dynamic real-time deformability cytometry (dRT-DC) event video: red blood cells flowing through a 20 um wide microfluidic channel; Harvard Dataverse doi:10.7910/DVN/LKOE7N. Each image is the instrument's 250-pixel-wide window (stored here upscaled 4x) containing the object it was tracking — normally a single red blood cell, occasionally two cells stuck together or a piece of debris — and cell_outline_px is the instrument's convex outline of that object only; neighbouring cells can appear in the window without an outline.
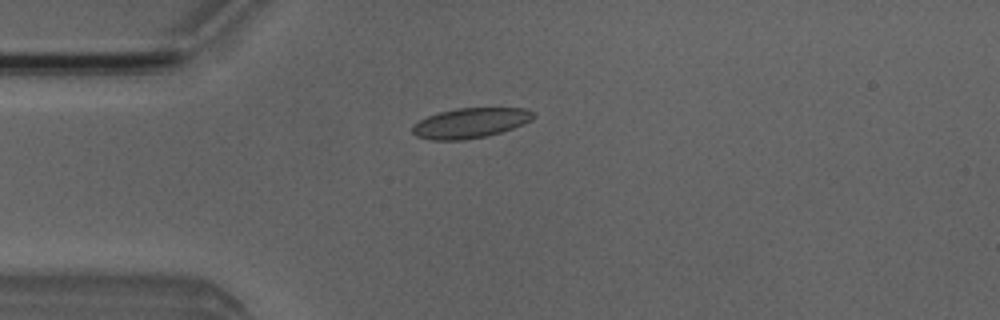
{"species": "Egyptian fruit bat (a non-hibernating species)", "species_latin": "Rousettus aegyptiacus", "temperature_condition": "room temperature", "stored_images_in_passage": 4, "camera_frame_rate_fps": 3000, "um_per_image_px": 0.085, "animal": {"sex": "male"}, "frame": {"image": 1, "passage_image": 3, "time_ms": 2.667, "image_size_px": [1000, 320], "cell_outline_px": [[536, 116], [532, 120], [524, 124], [488, 136], [464, 140], [432, 140], [416, 136], [412, 132], [412, 124], [428, 116], [440, 112], [456, 108], [524, 108], [536, 112]], "centroid_in_image_um": [40.0, 10.45], "position_along_channel_um": 45.0, "area_um2": 21.33}}